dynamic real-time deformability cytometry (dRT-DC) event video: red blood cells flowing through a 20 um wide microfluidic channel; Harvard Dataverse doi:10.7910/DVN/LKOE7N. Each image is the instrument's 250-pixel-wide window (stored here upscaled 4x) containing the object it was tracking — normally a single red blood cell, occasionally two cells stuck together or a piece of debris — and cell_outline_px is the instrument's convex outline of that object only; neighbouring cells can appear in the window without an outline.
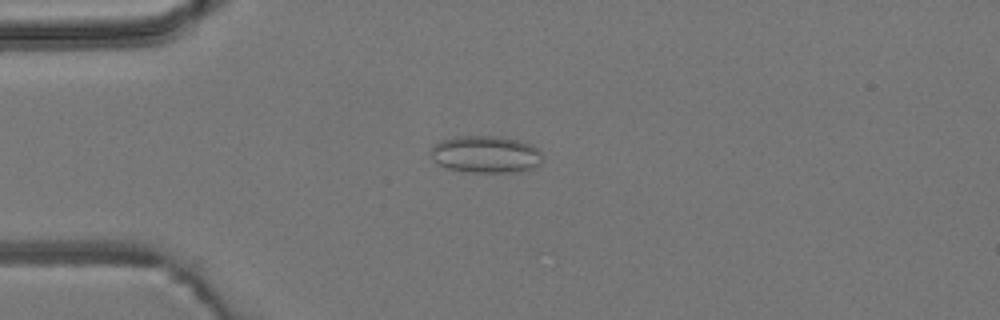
{"species": "common noctule bat (a hibernating species)", "species_latin": "Nyctalus noctula", "temperature_condition": "room temperature", "stored_images_in_passage": 3, "camera_frame_rate_fps": 3000, "um_per_image_px": 0.085, "animal": {"sex": "male", "body_mass_g": 19.2, "forearm_length_mm": 51.8}, "frame": {"image": 1, "passage_image": 3, "time_ms": 0.667, "image_size_px": [1000, 320], "cell_outline_px": [[544, 156], [540, 164], [532, 168], [512, 172], [472, 172], [448, 168], [432, 160], [428, 152], [432, 144], [440, 140], [456, 136], [500, 136], [532, 144], [540, 148]], "centroid_in_image_um": [41.28, 13.1], "position_along_channel_um": 43.7, "area_um2": 24.57}}